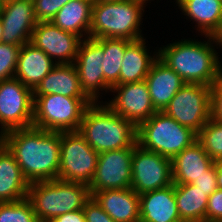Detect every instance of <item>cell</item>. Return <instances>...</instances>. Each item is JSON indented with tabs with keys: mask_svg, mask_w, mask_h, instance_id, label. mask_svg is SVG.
<instances>
[{
	"mask_svg": "<svg viewBox=\"0 0 222 222\" xmlns=\"http://www.w3.org/2000/svg\"><path fill=\"white\" fill-rule=\"evenodd\" d=\"M202 191H215L217 189L215 162L207 169V174L195 179L192 183Z\"/></svg>",
	"mask_w": 222,
	"mask_h": 222,
	"instance_id": "d590c367",
	"label": "cell"
},
{
	"mask_svg": "<svg viewBox=\"0 0 222 222\" xmlns=\"http://www.w3.org/2000/svg\"><path fill=\"white\" fill-rule=\"evenodd\" d=\"M93 0H70L56 13L51 22L80 38L89 37ZM84 32V33H83Z\"/></svg>",
	"mask_w": 222,
	"mask_h": 222,
	"instance_id": "484cf974",
	"label": "cell"
},
{
	"mask_svg": "<svg viewBox=\"0 0 222 222\" xmlns=\"http://www.w3.org/2000/svg\"><path fill=\"white\" fill-rule=\"evenodd\" d=\"M144 3L137 0L93 2L89 37L143 39L140 22Z\"/></svg>",
	"mask_w": 222,
	"mask_h": 222,
	"instance_id": "5b68a950",
	"label": "cell"
},
{
	"mask_svg": "<svg viewBox=\"0 0 222 222\" xmlns=\"http://www.w3.org/2000/svg\"><path fill=\"white\" fill-rule=\"evenodd\" d=\"M137 1H140V2H143V3H147L146 1H148V0H137Z\"/></svg>",
	"mask_w": 222,
	"mask_h": 222,
	"instance_id": "7bdbcfd3",
	"label": "cell"
},
{
	"mask_svg": "<svg viewBox=\"0 0 222 222\" xmlns=\"http://www.w3.org/2000/svg\"><path fill=\"white\" fill-rule=\"evenodd\" d=\"M97 153L78 131L60 132L58 179L89 186L97 166Z\"/></svg>",
	"mask_w": 222,
	"mask_h": 222,
	"instance_id": "ba28073f",
	"label": "cell"
},
{
	"mask_svg": "<svg viewBox=\"0 0 222 222\" xmlns=\"http://www.w3.org/2000/svg\"><path fill=\"white\" fill-rule=\"evenodd\" d=\"M210 103V118L222 123V77L211 86Z\"/></svg>",
	"mask_w": 222,
	"mask_h": 222,
	"instance_id": "d6a6232c",
	"label": "cell"
},
{
	"mask_svg": "<svg viewBox=\"0 0 222 222\" xmlns=\"http://www.w3.org/2000/svg\"><path fill=\"white\" fill-rule=\"evenodd\" d=\"M217 188L222 189V160L215 161Z\"/></svg>",
	"mask_w": 222,
	"mask_h": 222,
	"instance_id": "74e56055",
	"label": "cell"
},
{
	"mask_svg": "<svg viewBox=\"0 0 222 222\" xmlns=\"http://www.w3.org/2000/svg\"><path fill=\"white\" fill-rule=\"evenodd\" d=\"M111 91L117 92V96L106 105L136 127L157 112L145 80L116 85L111 88Z\"/></svg>",
	"mask_w": 222,
	"mask_h": 222,
	"instance_id": "5bb4252c",
	"label": "cell"
},
{
	"mask_svg": "<svg viewBox=\"0 0 222 222\" xmlns=\"http://www.w3.org/2000/svg\"><path fill=\"white\" fill-rule=\"evenodd\" d=\"M214 162L196 140L172 159L173 183L192 184L195 179L206 175Z\"/></svg>",
	"mask_w": 222,
	"mask_h": 222,
	"instance_id": "ffe728a7",
	"label": "cell"
},
{
	"mask_svg": "<svg viewBox=\"0 0 222 222\" xmlns=\"http://www.w3.org/2000/svg\"><path fill=\"white\" fill-rule=\"evenodd\" d=\"M2 33H3V28H2L1 20H0V43L2 42Z\"/></svg>",
	"mask_w": 222,
	"mask_h": 222,
	"instance_id": "60d3db41",
	"label": "cell"
},
{
	"mask_svg": "<svg viewBox=\"0 0 222 222\" xmlns=\"http://www.w3.org/2000/svg\"><path fill=\"white\" fill-rule=\"evenodd\" d=\"M196 140V132L180 125L163 111L155 112L137 126V144L171 160Z\"/></svg>",
	"mask_w": 222,
	"mask_h": 222,
	"instance_id": "8992f818",
	"label": "cell"
},
{
	"mask_svg": "<svg viewBox=\"0 0 222 222\" xmlns=\"http://www.w3.org/2000/svg\"><path fill=\"white\" fill-rule=\"evenodd\" d=\"M70 0H33L35 17L38 22L51 21L60 8Z\"/></svg>",
	"mask_w": 222,
	"mask_h": 222,
	"instance_id": "1f68e13d",
	"label": "cell"
},
{
	"mask_svg": "<svg viewBox=\"0 0 222 222\" xmlns=\"http://www.w3.org/2000/svg\"><path fill=\"white\" fill-rule=\"evenodd\" d=\"M96 104L86 108L78 132L97 153L131 147L137 141V127L108 105Z\"/></svg>",
	"mask_w": 222,
	"mask_h": 222,
	"instance_id": "3957f363",
	"label": "cell"
},
{
	"mask_svg": "<svg viewBox=\"0 0 222 222\" xmlns=\"http://www.w3.org/2000/svg\"><path fill=\"white\" fill-rule=\"evenodd\" d=\"M137 141L129 148L99 153L96 171L89 184L91 196L97 191L131 188L132 155Z\"/></svg>",
	"mask_w": 222,
	"mask_h": 222,
	"instance_id": "7c38bea8",
	"label": "cell"
},
{
	"mask_svg": "<svg viewBox=\"0 0 222 222\" xmlns=\"http://www.w3.org/2000/svg\"><path fill=\"white\" fill-rule=\"evenodd\" d=\"M81 41L79 36L64 31L48 21L36 24L30 43L41 49L52 60L54 58L57 64H71L75 62Z\"/></svg>",
	"mask_w": 222,
	"mask_h": 222,
	"instance_id": "9a60e30c",
	"label": "cell"
},
{
	"mask_svg": "<svg viewBox=\"0 0 222 222\" xmlns=\"http://www.w3.org/2000/svg\"><path fill=\"white\" fill-rule=\"evenodd\" d=\"M131 42L127 39L103 38L102 69L104 81L110 88L119 85L123 56L126 47Z\"/></svg>",
	"mask_w": 222,
	"mask_h": 222,
	"instance_id": "83f0119b",
	"label": "cell"
},
{
	"mask_svg": "<svg viewBox=\"0 0 222 222\" xmlns=\"http://www.w3.org/2000/svg\"><path fill=\"white\" fill-rule=\"evenodd\" d=\"M33 90L16 78L0 82L1 134L33 124Z\"/></svg>",
	"mask_w": 222,
	"mask_h": 222,
	"instance_id": "30bf717a",
	"label": "cell"
},
{
	"mask_svg": "<svg viewBox=\"0 0 222 222\" xmlns=\"http://www.w3.org/2000/svg\"><path fill=\"white\" fill-rule=\"evenodd\" d=\"M210 90L208 85L186 83L163 112L198 133L210 119Z\"/></svg>",
	"mask_w": 222,
	"mask_h": 222,
	"instance_id": "9c48e42d",
	"label": "cell"
},
{
	"mask_svg": "<svg viewBox=\"0 0 222 222\" xmlns=\"http://www.w3.org/2000/svg\"><path fill=\"white\" fill-rule=\"evenodd\" d=\"M92 197L115 222L140 221V198L132 188L97 191Z\"/></svg>",
	"mask_w": 222,
	"mask_h": 222,
	"instance_id": "e0dca14e",
	"label": "cell"
},
{
	"mask_svg": "<svg viewBox=\"0 0 222 222\" xmlns=\"http://www.w3.org/2000/svg\"><path fill=\"white\" fill-rule=\"evenodd\" d=\"M131 188L139 195L173 185L172 160L137 145L132 155Z\"/></svg>",
	"mask_w": 222,
	"mask_h": 222,
	"instance_id": "8fae6325",
	"label": "cell"
},
{
	"mask_svg": "<svg viewBox=\"0 0 222 222\" xmlns=\"http://www.w3.org/2000/svg\"><path fill=\"white\" fill-rule=\"evenodd\" d=\"M29 182L58 179L60 167V132L30 126L0 136Z\"/></svg>",
	"mask_w": 222,
	"mask_h": 222,
	"instance_id": "6da1fadb",
	"label": "cell"
},
{
	"mask_svg": "<svg viewBox=\"0 0 222 222\" xmlns=\"http://www.w3.org/2000/svg\"><path fill=\"white\" fill-rule=\"evenodd\" d=\"M29 182L13 154L0 141V203L15 202L27 198Z\"/></svg>",
	"mask_w": 222,
	"mask_h": 222,
	"instance_id": "7402d4cb",
	"label": "cell"
},
{
	"mask_svg": "<svg viewBox=\"0 0 222 222\" xmlns=\"http://www.w3.org/2000/svg\"><path fill=\"white\" fill-rule=\"evenodd\" d=\"M0 222H39L30 201L0 203Z\"/></svg>",
	"mask_w": 222,
	"mask_h": 222,
	"instance_id": "f546056e",
	"label": "cell"
},
{
	"mask_svg": "<svg viewBox=\"0 0 222 222\" xmlns=\"http://www.w3.org/2000/svg\"><path fill=\"white\" fill-rule=\"evenodd\" d=\"M150 98L157 111H163L179 89L186 83L159 57L145 78Z\"/></svg>",
	"mask_w": 222,
	"mask_h": 222,
	"instance_id": "ac0fdd59",
	"label": "cell"
},
{
	"mask_svg": "<svg viewBox=\"0 0 222 222\" xmlns=\"http://www.w3.org/2000/svg\"><path fill=\"white\" fill-rule=\"evenodd\" d=\"M56 65L41 49L28 42L20 48L14 78L34 90Z\"/></svg>",
	"mask_w": 222,
	"mask_h": 222,
	"instance_id": "44dd1931",
	"label": "cell"
},
{
	"mask_svg": "<svg viewBox=\"0 0 222 222\" xmlns=\"http://www.w3.org/2000/svg\"><path fill=\"white\" fill-rule=\"evenodd\" d=\"M111 1H121V0H93V2H111Z\"/></svg>",
	"mask_w": 222,
	"mask_h": 222,
	"instance_id": "ab89813d",
	"label": "cell"
},
{
	"mask_svg": "<svg viewBox=\"0 0 222 222\" xmlns=\"http://www.w3.org/2000/svg\"><path fill=\"white\" fill-rule=\"evenodd\" d=\"M86 222H115L91 197L83 208Z\"/></svg>",
	"mask_w": 222,
	"mask_h": 222,
	"instance_id": "e575fe53",
	"label": "cell"
},
{
	"mask_svg": "<svg viewBox=\"0 0 222 222\" xmlns=\"http://www.w3.org/2000/svg\"><path fill=\"white\" fill-rule=\"evenodd\" d=\"M21 46L0 43V82L14 78Z\"/></svg>",
	"mask_w": 222,
	"mask_h": 222,
	"instance_id": "4dcf8cb0",
	"label": "cell"
},
{
	"mask_svg": "<svg viewBox=\"0 0 222 222\" xmlns=\"http://www.w3.org/2000/svg\"><path fill=\"white\" fill-rule=\"evenodd\" d=\"M91 197L88 185L60 179L29 183L27 192L39 222H50L59 215L83 209Z\"/></svg>",
	"mask_w": 222,
	"mask_h": 222,
	"instance_id": "277c9868",
	"label": "cell"
},
{
	"mask_svg": "<svg viewBox=\"0 0 222 222\" xmlns=\"http://www.w3.org/2000/svg\"><path fill=\"white\" fill-rule=\"evenodd\" d=\"M4 0H0V12L2 11L3 9V6H4Z\"/></svg>",
	"mask_w": 222,
	"mask_h": 222,
	"instance_id": "b9f144b4",
	"label": "cell"
},
{
	"mask_svg": "<svg viewBox=\"0 0 222 222\" xmlns=\"http://www.w3.org/2000/svg\"><path fill=\"white\" fill-rule=\"evenodd\" d=\"M213 37H214L215 43H217V45L219 44V46H222V23H221L220 29L215 33Z\"/></svg>",
	"mask_w": 222,
	"mask_h": 222,
	"instance_id": "f35d334b",
	"label": "cell"
},
{
	"mask_svg": "<svg viewBox=\"0 0 222 222\" xmlns=\"http://www.w3.org/2000/svg\"><path fill=\"white\" fill-rule=\"evenodd\" d=\"M50 222H86L83 209L59 215Z\"/></svg>",
	"mask_w": 222,
	"mask_h": 222,
	"instance_id": "8d00e7d4",
	"label": "cell"
},
{
	"mask_svg": "<svg viewBox=\"0 0 222 222\" xmlns=\"http://www.w3.org/2000/svg\"><path fill=\"white\" fill-rule=\"evenodd\" d=\"M2 42L22 46L31 40L38 23L33 0H8L0 12Z\"/></svg>",
	"mask_w": 222,
	"mask_h": 222,
	"instance_id": "2e32d148",
	"label": "cell"
},
{
	"mask_svg": "<svg viewBox=\"0 0 222 222\" xmlns=\"http://www.w3.org/2000/svg\"><path fill=\"white\" fill-rule=\"evenodd\" d=\"M139 222H183L174 195V183L166 188L139 195Z\"/></svg>",
	"mask_w": 222,
	"mask_h": 222,
	"instance_id": "d6986e66",
	"label": "cell"
},
{
	"mask_svg": "<svg viewBox=\"0 0 222 222\" xmlns=\"http://www.w3.org/2000/svg\"><path fill=\"white\" fill-rule=\"evenodd\" d=\"M214 191H202L193 184H174V195L183 222H206L207 202Z\"/></svg>",
	"mask_w": 222,
	"mask_h": 222,
	"instance_id": "d4e9b609",
	"label": "cell"
},
{
	"mask_svg": "<svg viewBox=\"0 0 222 222\" xmlns=\"http://www.w3.org/2000/svg\"><path fill=\"white\" fill-rule=\"evenodd\" d=\"M57 94L72 98H89L81 88L73 63L57 64L33 90V95Z\"/></svg>",
	"mask_w": 222,
	"mask_h": 222,
	"instance_id": "603a6c76",
	"label": "cell"
},
{
	"mask_svg": "<svg viewBox=\"0 0 222 222\" xmlns=\"http://www.w3.org/2000/svg\"><path fill=\"white\" fill-rule=\"evenodd\" d=\"M197 140L214 161L222 160V123L210 118L197 133Z\"/></svg>",
	"mask_w": 222,
	"mask_h": 222,
	"instance_id": "f1b7e54d",
	"label": "cell"
},
{
	"mask_svg": "<svg viewBox=\"0 0 222 222\" xmlns=\"http://www.w3.org/2000/svg\"><path fill=\"white\" fill-rule=\"evenodd\" d=\"M184 15L198 24L205 36H214L222 23V1L220 0H178L176 1Z\"/></svg>",
	"mask_w": 222,
	"mask_h": 222,
	"instance_id": "cb8c5ba5",
	"label": "cell"
},
{
	"mask_svg": "<svg viewBox=\"0 0 222 222\" xmlns=\"http://www.w3.org/2000/svg\"><path fill=\"white\" fill-rule=\"evenodd\" d=\"M145 39L132 41L125 49L119 75V85L145 80L153 62L158 57L148 55Z\"/></svg>",
	"mask_w": 222,
	"mask_h": 222,
	"instance_id": "4316f807",
	"label": "cell"
},
{
	"mask_svg": "<svg viewBox=\"0 0 222 222\" xmlns=\"http://www.w3.org/2000/svg\"><path fill=\"white\" fill-rule=\"evenodd\" d=\"M103 38L85 37L80 42L78 53L73 63L76 67L80 85L84 93L93 101L98 102L99 89L110 90L104 81L102 69Z\"/></svg>",
	"mask_w": 222,
	"mask_h": 222,
	"instance_id": "4fadbf2b",
	"label": "cell"
},
{
	"mask_svg": "<svg viewBox=\"0 0 222 222\" xmlns=\"http://www.w3.org/2000/svg\"><path fill=\"white\" fill-rule=\"evenodd\" d=\"M208 42L185 40L170 43L158 50V57L185 83L212 86L222 77V67L213 36L206 35ZM213 41V43H212Z\"/></svg>",
	"mask_w": 222,
	"mask_h": 222,
	"instance_id": "7a4b0ae2",
	"label": "cell"
},
{
	"mask_svg": "<svg viewBox=\"0 0 222 222\" xmlns=\"http://www.w3.org/2000/svg\"><path fill=\"white\" fill-rule=\"evenodd\" d=\"M32 126L47 131H78L90 98H72L63 95H33Z\"/></svg>",
	"mask_w": 222,
	"mask_h": 222,
	"instance_id": "52a82bcc",
	"label": "cell"
},
{
	"mask_svg": "<svg viewBox=\"0 0 222 222\" xmlns=\"http://www.w3.org/2000/svg\"><path fill=\"white\" fill-rule=\"evenodd\" d=\"M206 222H222V189H216L208 198Z\"/></svg>",
	"mask_w": 222,
	"mask_h": 222,
	"instance_id": "836d02e7",
	"label": "cell"
}]
</instances>
